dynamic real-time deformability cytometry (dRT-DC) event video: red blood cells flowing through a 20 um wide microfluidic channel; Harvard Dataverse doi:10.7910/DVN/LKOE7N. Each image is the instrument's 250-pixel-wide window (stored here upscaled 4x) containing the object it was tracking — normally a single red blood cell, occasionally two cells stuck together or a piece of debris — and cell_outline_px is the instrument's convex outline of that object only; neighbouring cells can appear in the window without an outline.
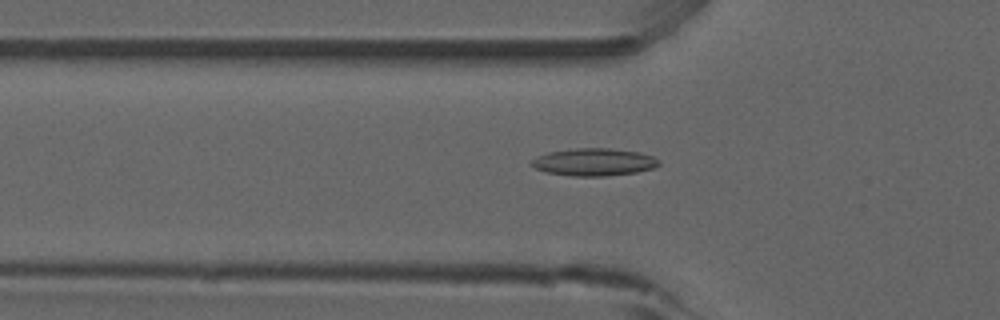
{"species": "common noctule bat (a hibernating species)", "species_latin": "Nyctalus noctula", "temperature_condition": "room temperature", "stored_images_in_passage": 20, "camera_frame_rate_fps": 3000, "um_per_image_px": 0.085, "animal": {"sex": "male", "forearm_length_mm": 52.5}, "frame": {"image": 1, "passage_image": 9, "time_ms": 2.667, "image_size_px": [1000, 320], "cell_outline_px": [[660, 164], [652, 168], [636, 172], [604, 176], [572, 176], [544, 172], [536, 168], [532, 164], [532, 160], [548, 152], [576, 148], [608, 148], [640, 152], [652, 156], [660, 160]], "centroid_in_image_um": [50.51, 13.77], "position_along_channel_um": 75.3, "area_um2": 20.23}}
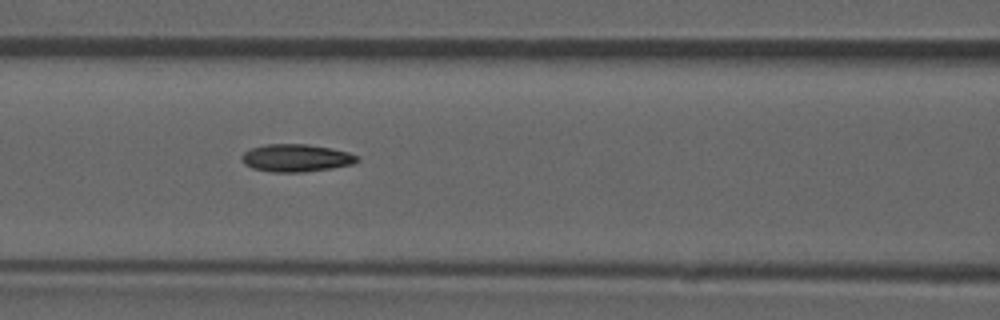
{"frame": {"image": 2, "passage_image": 14, "time_ms": 4.333, "image_size_px": [1000, 320], "cell_outline_px": [[360, 160], [352, 164], [332, 168], [304, 172], [272, 172], [252, 168], [244, 164], [240, 156], [244, 152], [252, 148], [264, 144], [308, 144], [332, 148], [348, 152], [356, 156]], "centroid_in_image_um": [25.15, 13.42], "position_along_channel_um": 141.4, "area_um2": 18.61}}